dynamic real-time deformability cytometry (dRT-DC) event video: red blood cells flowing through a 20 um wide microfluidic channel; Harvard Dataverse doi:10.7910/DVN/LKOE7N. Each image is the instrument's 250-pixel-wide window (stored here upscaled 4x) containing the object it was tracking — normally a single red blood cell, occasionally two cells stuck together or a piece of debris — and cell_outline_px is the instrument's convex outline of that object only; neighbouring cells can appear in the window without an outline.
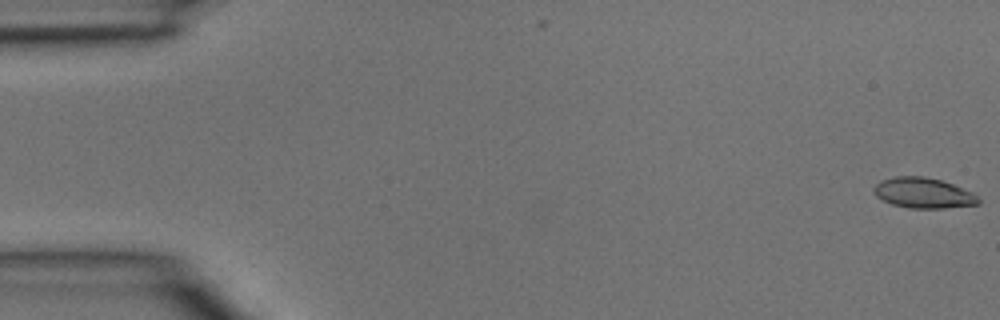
{"species": "common noctule bat (a hibernating species)", "species_latin": "Nyctalus noctula", "temperature_condition": "room temperature", "stored_images_in_passage": 4, "camera_frame_rate_fps": 3000, "um_per_image_px": 0.085, "animal": {"sex": "male", "body_mass_g": 15.6}, "frame": {"image": 1, "passage_image": 1, "time_ms": 0.0, "image_size_px": [1000, 320], "cell_outline_px": [[980, 204], [944, 208], [908, 208], [892, 204], [876, 196], [872, 188], [880, 180], [896, 176], [924, 176], [940, 180], [952, 184], [972, 192], [980, 200]], "centroid_in_image_um": [78.46, 16.4], "position_along_channel_um": 6.5, "area_um2": 18.5}}